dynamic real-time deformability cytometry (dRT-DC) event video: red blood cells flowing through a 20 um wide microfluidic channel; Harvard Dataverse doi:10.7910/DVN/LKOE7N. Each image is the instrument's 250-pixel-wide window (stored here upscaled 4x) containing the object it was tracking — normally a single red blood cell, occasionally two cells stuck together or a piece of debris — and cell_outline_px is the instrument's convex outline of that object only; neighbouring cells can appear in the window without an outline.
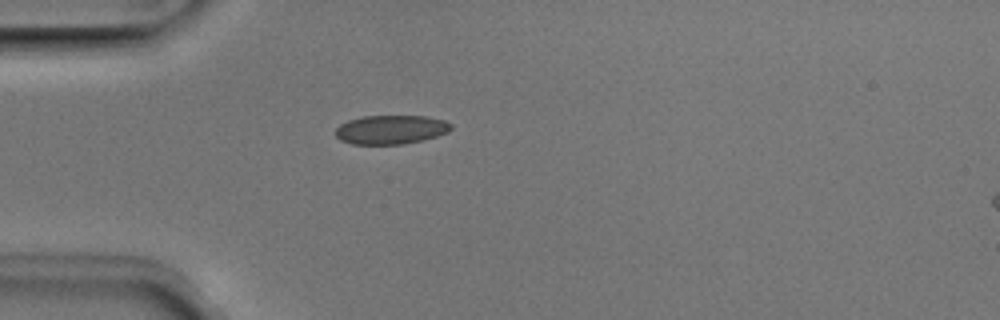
{"species": "Egyptian fruit bat (a non-hibernating species)", "species_latin": "Rousettus aegyptiacus", "temperature_condition": "room temperature", "stored_images_in_passage": 30, "camera_frame_rate_fps": 3000, "um_per_image_px": 0.085, "animal": {"sex": "male"}, "frame": {"image": 1, "passage_image": 1, "time_ms": 0.0, "image_size_px": [1000, 320], "cell_outline_px": [[452, 128], [448, 132], [436, 136], [404, 144], [352, 144], [340, 140], [336, 136], [336, 128], [340, 124], [348, 120], [364, 116], [424, 116], [444, 120], [452, 124]], "centroid_in_image_um": [33.21, 11.01], "position_along_channel_um": 51.8, "area_um2": 19.42}}
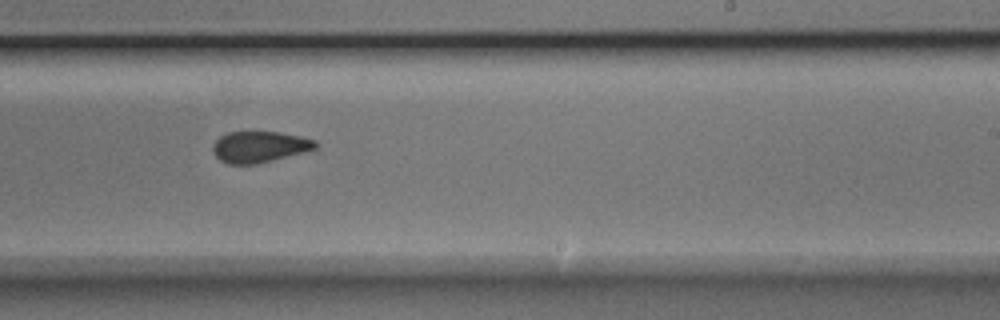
{"frame": {"image": 2, "passage_image": 18, "time_ms": 5.667, "image_size_px": [1000, 320], "cell_outline_px": [[320, 144], [316, 148], [304, 152], [256, 164], [228, 164], [220, 160], [212, 152], [212, 144], [220, 136], [228, 132], [280, 132], [300, 136], [316, 140]], "centroid_in_image_um": [22.05, 12.48], "position_along_channel_um": 266.9, "area_um2": 18.73}}
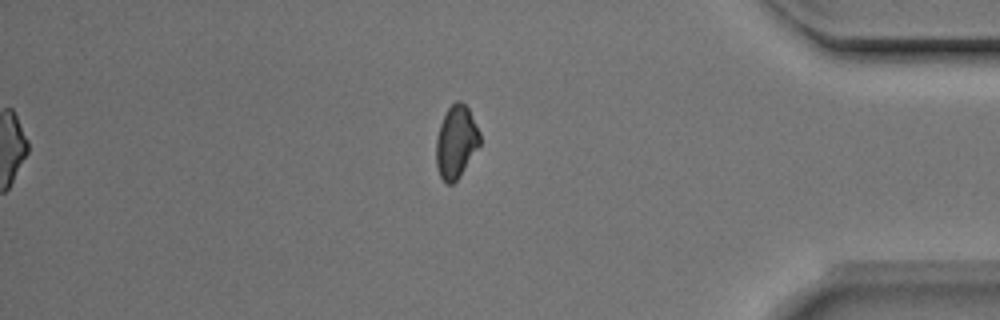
{"frame": {"image": 3, "passage_image": 30, "time_ms": 9.667, "image_size_px": [1000, 320], "cell_outline_px": [[480, 144], [460, 176], [452, 184], [448, 184], [440, 176], [436, 164], [436, 140], [440, 124], [448, 108], [456, 100], [460, 100], [468, 108], [480, 132]], "centroid_in_image_um": [38.77, 12.05], "position_along_channel_um": 396.4, "area_um2": 18.32}, "authors_computed_cell_mechanics": {"area_um2": 19.3052, "velocity_mm_per_s": 3.9791, "shape_relaxation_time_tau1_ms": 5.0409, "shape_relaxation_time_tau2_ms": 1.8137, "deformation_change_tau1": 0.1137, "deformation_change_tau2": 0.0535}}